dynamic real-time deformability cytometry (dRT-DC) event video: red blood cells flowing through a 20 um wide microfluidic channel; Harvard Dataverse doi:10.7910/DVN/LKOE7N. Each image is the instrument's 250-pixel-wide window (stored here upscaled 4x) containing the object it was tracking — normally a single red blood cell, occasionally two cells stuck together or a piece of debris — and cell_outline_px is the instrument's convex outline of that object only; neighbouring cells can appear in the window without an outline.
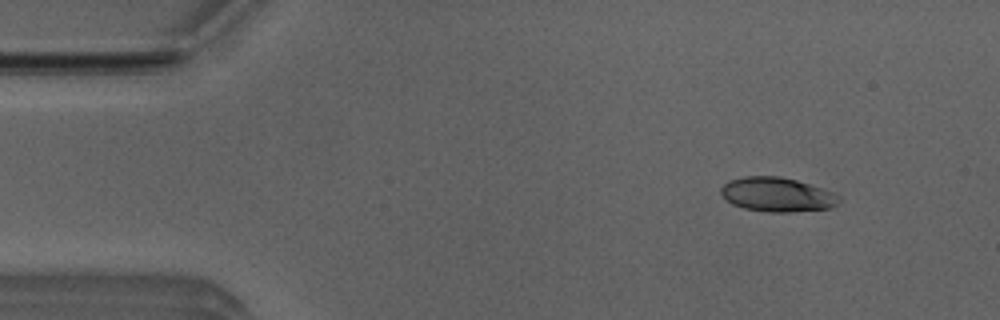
{"species": "Egyptian fruit bat (a non-hibernating species)", "species_latin": "Rousettus aegyptiacus", "temperature_condition": "room temperature", "stored_images_in_passage": 8, "camera_frame_rate_fps": 3000, "um_per_image_px": 0.085, "animal": {"sex": "male"}, "frame": {"image": 1, "passage_image": 1, "time_ms": 0.0, "image_size_px": [1000, 320], "cell_outline_px": [[840, 200], [832, 208], [792, 212], [768, 212], [744, 208], [732, 204], [720, 192], [720, 188], [728, 180], [744, 176], [780, 176], [796, 180], [832, 192], [840, 196]], "centroid_in_image_um": [66.04, 16.54], "position_along_channel_um": 19.0, "area_um2": 23.52}}
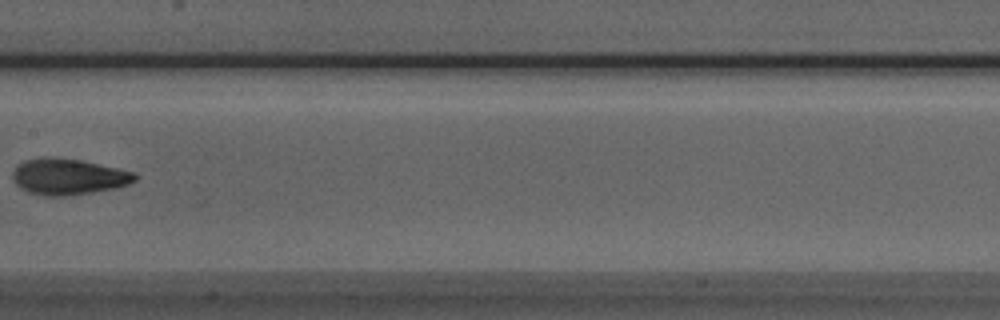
{"frame": {"image": 2, "passage_image": 7, "time_ms": 2.0, "image_size_px": [1000, 320], "cell_outline_px": [[136, 180], [128, 184], [116, 188], [64, 196], [44, 196], [28, 192], [20, 188], [12, 180], [12, 172], [16, 164], [24, 160], [48, 156], [80, 160], [136, 172]], "centroid_in_image_um": [5.76, 15.01], "position_along_channel_um": 201.6, "area_um2": 25.84}}
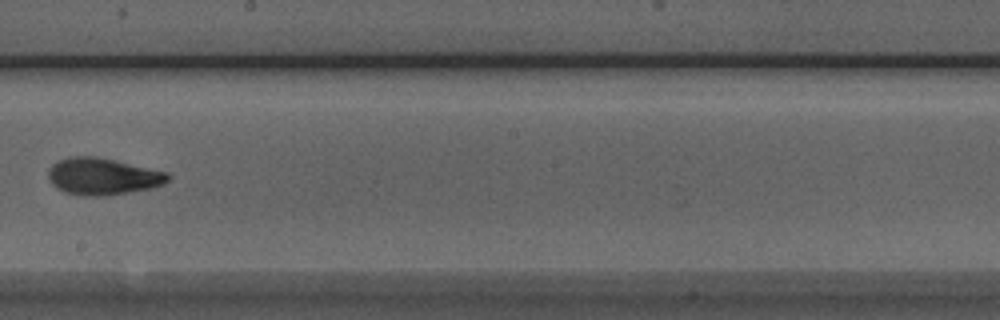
{"frame": {"image": 3, "passage_image": 8, "time_ms": 2.333, "image_size_px": [1000, 320], "cell_outline_px": [[172, 176], [164, 184], [152, 188], [104, 196], [84, 196], [64, 192], [56, 188], [52, 184], [48, 176], [48, 168], [56, 160], [68, 156], [96, 156], [168, 172]], "centroid_in_image_um": [8.71, 14.99], "position_along_channel_um": 239.5, "area_um2": 25.95}}